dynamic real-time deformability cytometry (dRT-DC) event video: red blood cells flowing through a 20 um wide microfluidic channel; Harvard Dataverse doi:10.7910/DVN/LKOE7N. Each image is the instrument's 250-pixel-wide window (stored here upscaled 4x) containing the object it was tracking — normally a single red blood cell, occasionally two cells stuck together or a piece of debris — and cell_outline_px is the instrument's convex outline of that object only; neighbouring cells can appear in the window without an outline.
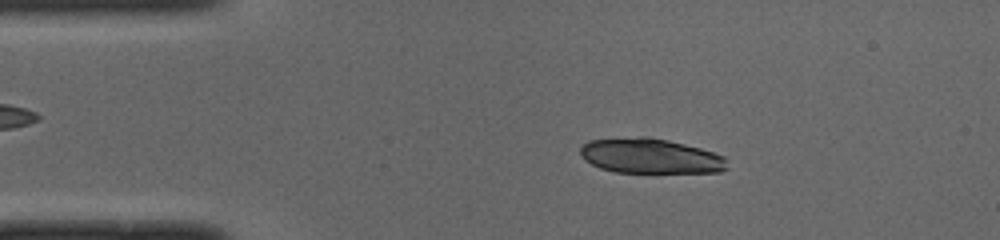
{"species": "common noctule bat (a hibernating species)", "species_latin": "Nyctalus noctula", "temperature_condition": "cold", "stored_images_in_passage": 49, "camera_frame_rate_fps": 3000, "um_per_image_px": 0.085, "animal": {"sex": "male", "body_mass_g": 19.0, "forearm_length_mm": 50.8}, "frame": {"image": 1, "passage_image": 8, "time_ms": 2.333, "image_size_px": [1000, 240], "cell_outline_px": [[728, 168], [720, 172], [616, 172], [600, 168], [584, 160], [580, 152], [580, 148], [588, 140], [640, 136], [644, 136], [668, 140], [700, 148], [724, 156]], "centroid_in_image_um": [55.26, 13.25], "position_along_channel_um": 29.7, "area_um2": 29.82}}